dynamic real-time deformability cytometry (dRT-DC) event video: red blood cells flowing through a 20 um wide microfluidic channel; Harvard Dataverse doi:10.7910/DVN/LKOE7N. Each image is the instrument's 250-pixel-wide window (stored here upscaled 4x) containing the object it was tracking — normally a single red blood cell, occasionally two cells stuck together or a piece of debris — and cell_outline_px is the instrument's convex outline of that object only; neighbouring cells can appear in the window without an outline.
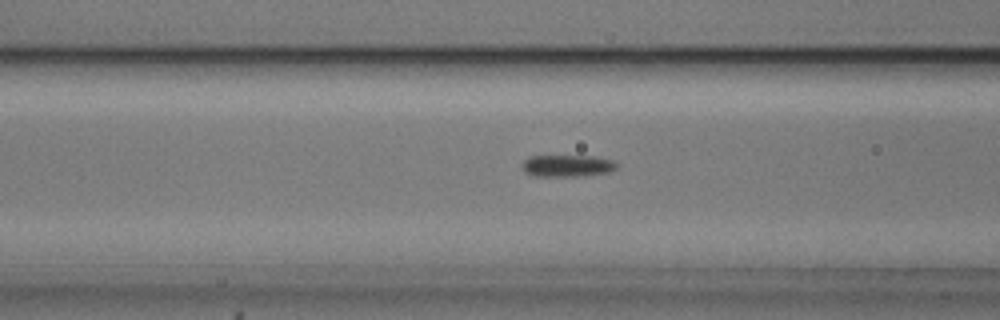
{"species": "common noctule bat (a hibernating species)", "species_latin": "Nyctalus noctula", "temperature_condition": "cold", "stored_images_in_passage": 48, "camera_frame_rate_fps": 3000, "um_per_image_px": 0.085, "animal": {"sex": "male", "body_mass_g": 20.5, "forearm_length_mm": 52.5}, "frame": {"image": 1, "passage_image": 22, "time_ms": 7.0, "image_size_px": [1000, 320], "cell_outline_px": [[616, 168], [608, 172], [576, 176], [532, 176], [524, 172], [520, 164], [528, 156], [592, 156], [612, 160], [616, 164]], "centroid_in_image_um": [48.13, 14.09], "position_along_channel_um": 118.5, "area_um2": 12.02}}
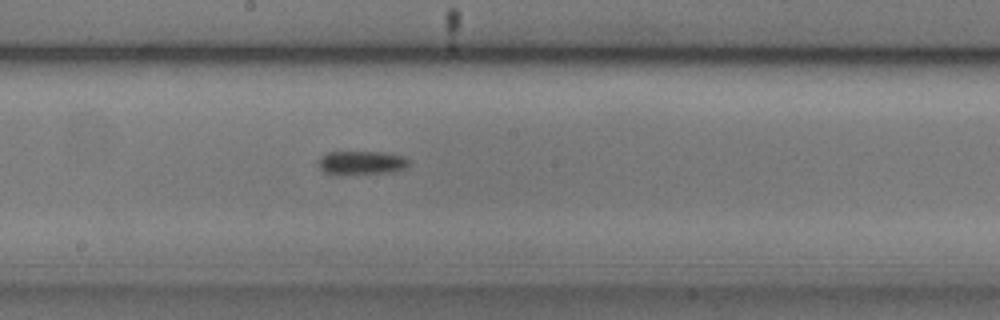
{"frame": {"image": 2, "passage_image": 30, "time_ms": 9.667, "image_size_px": [1000, 320], "cell_outline_px": [[408, 168], [396, 172], [340, 176], [336, 176], [324, 172], [320, 168], [320, 156], [328, 152], [388, 152], [404, 156], [408, 160]], "centroid_in_image_um": [30.76, 13.87], "position_along_channel_um": 217.4, "area_um2": 13.06}}
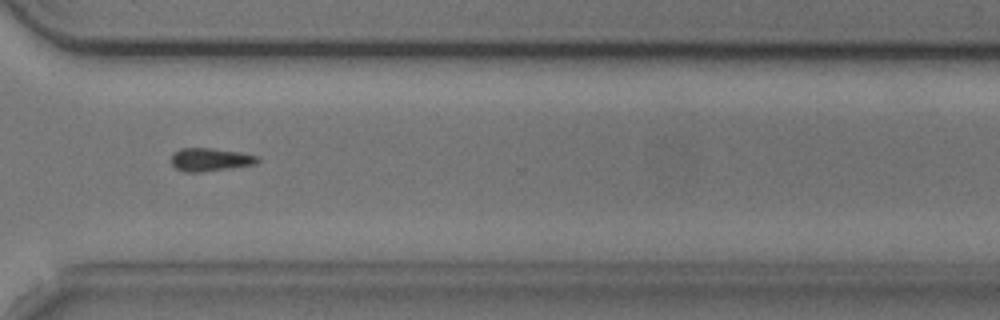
{"frame": {"image": 3, "passage_image": 41, "time_ms": 13.333, "image_size_px": [1000, 320], "cell_outline_px": [[260, 160], [256, 164], [200, 172], [184, 172], [176, 168], [172, 164], [172, 152], [180, 148], [212, 148], [240, 152], [260, 156]], "centroid_in_image_um": [17.87, 13.55], "position_along_channel_um": 352.7, "area_um2": 11.68}}